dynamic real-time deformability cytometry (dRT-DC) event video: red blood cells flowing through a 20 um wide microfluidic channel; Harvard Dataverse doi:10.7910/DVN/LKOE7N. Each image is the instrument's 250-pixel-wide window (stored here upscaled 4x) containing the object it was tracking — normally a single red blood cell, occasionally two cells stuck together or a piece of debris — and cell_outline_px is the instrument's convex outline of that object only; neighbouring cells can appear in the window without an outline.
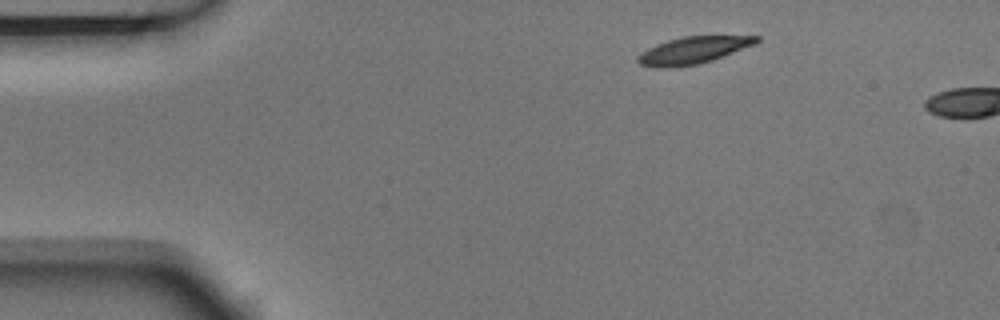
{"species": "Egyptian fruit bat (a non-hibernating species)", "species_latin": "Rousettus aegyptiacus", "temperature_condition": "room temperature", "stored_images_in_passage": 2, "camera_frame_rate_fps": 3000, "um_per_image_px": 0.085, "animal": {"sex": "male"}, "frame": {"image": 1, "passage_image": 1, "time_ms": 0.0, "image_size_px": [1000, 320], "cell_outline_px": [[760, 40], [756, 44], [712, 60], [696, 64], [668, 68], [656, 68], [640, 64], [636, 60], [636, 56], [648, 48], [656, 44], [668, 40], [684, 36], [760, 36]], "centroid_in_image_um": [58.9, 4.27], "position_along_channel_um": 26.1, "area_um2": 18.61}}